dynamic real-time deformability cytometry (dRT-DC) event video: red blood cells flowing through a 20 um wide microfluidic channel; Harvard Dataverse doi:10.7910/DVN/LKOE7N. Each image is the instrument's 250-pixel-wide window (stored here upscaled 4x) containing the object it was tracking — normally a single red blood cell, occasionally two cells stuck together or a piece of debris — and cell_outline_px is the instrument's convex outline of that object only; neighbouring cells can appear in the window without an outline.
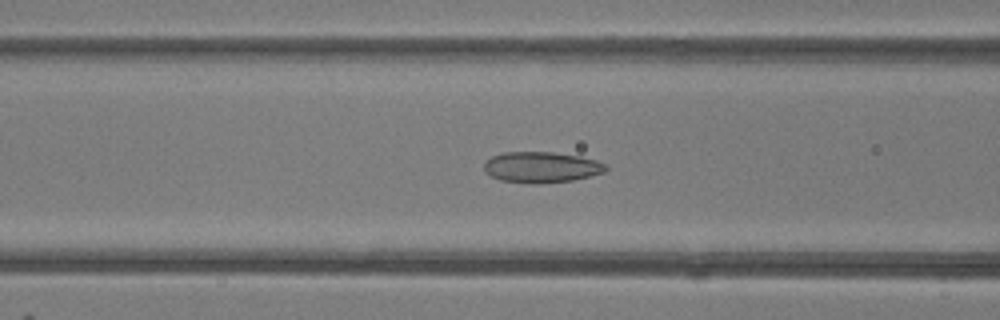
{"species": "common noctule bat (a hibernating species)", "species_latin": "Nyctalus noctula", "temperature_condition": "room temperature", "stored_images_in_passage": 49, "camera_frame_rate_fps": 3000, "um_per_image_px": 0.085, "animal": {"sex": "female"}, "frame": {"image": 1, "passage_image": 20, "time_ms": 6.333, "image_size_px": [1000, 320], "cell_outline_px": [[608, 168], [604, 172], [572, 180], [536, 184], [532, 184], [500, 180], [484, 172], [484, 160], [492, 156], [504, 152], [552, 152], [580, 156], [596, 160], [608, 164]], "centroid_in_image_um": [46.0, 14.21], "position_along_channel_um": 120.6, "area_um2": 22.02}}
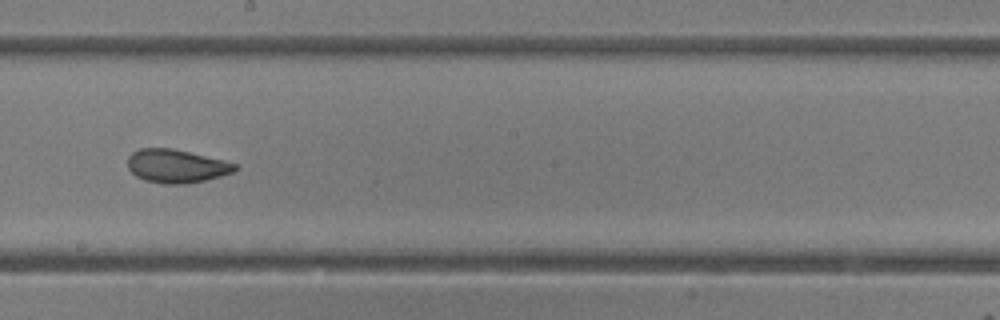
{"frame": {"image": 2, "passage_image": 28, "time_ms": 9.0, "image_size_px": [1000, 320], "cell_outline_px": [[240, 168], [232, 172], [220, 176], [188, 184], [164, 184], [144, 180], [136, 176], [128, 168], [128, 156], [132, 152], [140, 148], [172, 148], [224, 160], [236, 164]], "centroid_in_image_um": [14.98, 14.12], "position_along_channel_um": 233.2, "area_um2": 20.92}}
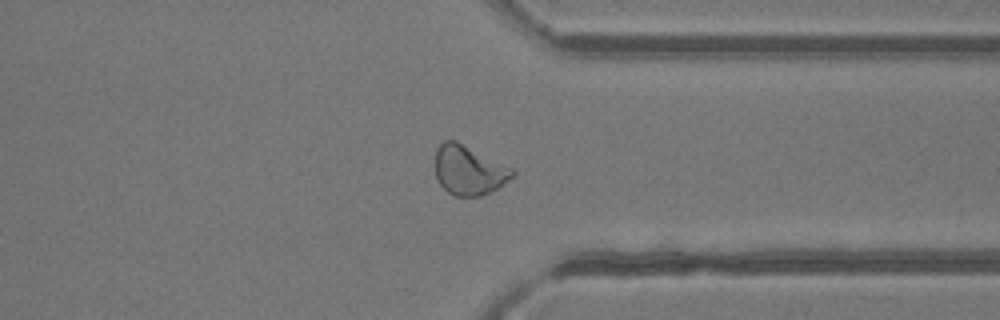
{"frame": {"image": 3, "passage_image": 38, "time_ms": 12.333, "image_size_px": [1000, 320], "cell_outline_px": [[516, 172], [512, 176], [496, 188], [480, 196], [452, 196], [440, 184], [436, 176], [436, 148], [444, 140], [456, 140], [516, 168]], "centroid_in_image_um": [39.86, 14.44], "position_along_channel_um": 371.5, "area_um2": 22.37}, "authors_computed_cell_mechanics": {"area_um2": 23.4668, "velocity_mm_per_s": 4.2243, "shape_relaxation_time_tau1_ms": null, "shape_relaxation_time_tau2_ms": 1.2034, "deformation_change_tau1": null, "deformation_change_tau2": 0.0769}}